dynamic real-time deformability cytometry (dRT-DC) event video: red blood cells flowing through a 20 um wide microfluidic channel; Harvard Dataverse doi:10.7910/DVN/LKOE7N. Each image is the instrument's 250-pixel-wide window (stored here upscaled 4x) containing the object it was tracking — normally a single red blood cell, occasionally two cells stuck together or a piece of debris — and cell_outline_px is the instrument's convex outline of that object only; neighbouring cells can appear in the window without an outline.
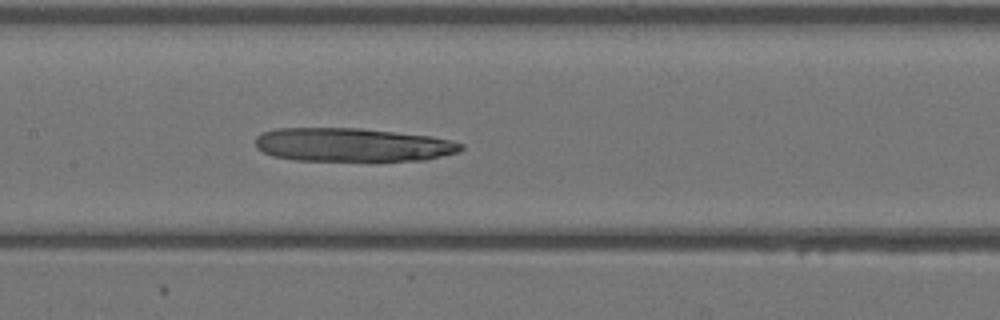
{"species": "Egyptian fruit bat (a non-hibernating species)", "species_latin": "Rousettus aegyptiacus", "temperature_condition": "warm", "stored_images_in_passage": 42, "camera_frame_rate_fps": 3000, "um_per_image_px": 0.085, "animal": {"sex": "female"}, "frame": {"image": 1, "passage_image": 20, "time_ms": 6.333, "image_size_px": [1000, 320], "cell_outline_px": [[464, 148], [460, 152], [424, 160], [296, 160], [272, 156], [256, 148], [256, 136], [260, 132], [276, 128], [360, 128], [432, 136], [452, 140], [464, 144]], "centroid_in_image_um": [29.96, 12.3], "position_along_channel_um": 177.4, "area_um2": 40.34}}
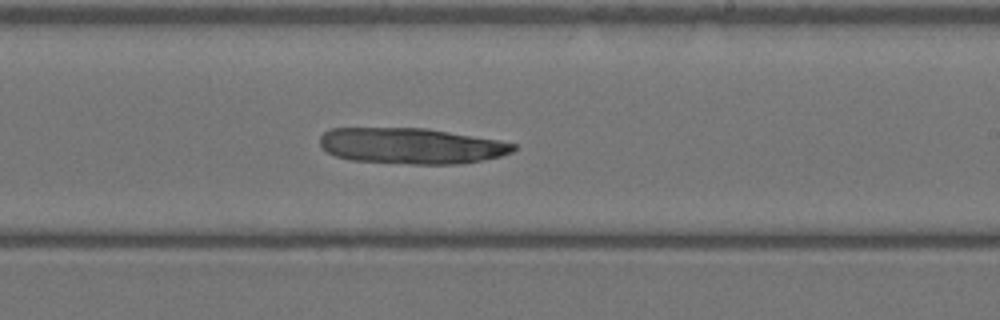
{"frame": {"image": 2, "passage_image": 25, "time_ms": 8.0, "image_size_px": [1000, 320], "cell_outline_px": [[516, 148], [512, 152], [500, 156], [460, 164], [412, 164], [352, 160], [336, 156], [328, 152], [320, 144], [320, 136], [324, 132], [332, 128], [424, 128], [500, 140], [516, 144]], "centroid_in_image_um": [34.96, 12.4], "position_along_channel_um": 254.0, "area_um2": 40.29}}